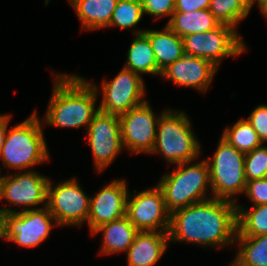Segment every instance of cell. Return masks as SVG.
I'll list each match as a JSON object with an SVG mask.
<instances>
[{"label":"cell","mask_w":267,"mask_h":266,"mask_svg":"<svg viewBox=\"0 0 267 266\" xmlns=\"http://www.w3.org/2000/svg\"><path fill=\"white\" fill-rule=\"evenodd\" d=\"M237 203L211 198L170 214L169 241L225 247L234 244L238 231Z\"/></svg>","instance_id":"6da1fadb"},{"label":"cell","mask_w":267,"mask_h":266,"mask_svg":"<svg viewBox=\"0 0 267 266\" xmlns=\"http://www.w3.org/2000/svg\"><path fill=\"white\" fill-rule=\"evenodd\" d=\"M53 78V92L42 119L43 125L77 129L83 126L87 130L99 112V106L95 107L98 87L76 74L59 72Z\"/></svg>","instance_id":"7a4b0ae2"},{"label":"cell","mask_w":267,"mask_h":266,"mask_svg":"<svg viewBox=\"0 0 267 266\" xmlns=\"http://www.w3.org/2000/svg\"><path fill=\"white\" fill-rule=\"evenodd\" d=\"M39 119L37 110H34L25 121L7 130L0 155L3 166L20 172L48 162L50 153Z\"/></svg>","instance_id":"3957f363"},{"label":"cell","mask_w":267,"mask_h":266,"mask_svg":"<svg viewBox=\"0 0 267 266\" xmlns=\"http://www.w3.org/2000/svg\"><path fill=\"white\" fill-rule=\"evenodd\" d=\"M182 162L173 171L160 178L157 185L161 188L167 211L185 208L192 204L211 199L207 197L208 186L211 190L210 169L206 159L195 162Z\"/></svg>","instance_id":"277c9868"},{"label":"cell","mask_w":267,"mask_h":266,"mask_svg":"<svg viewBox=\"0 0 267 266\" xmlns=\"http://www.w3.org/2000/svg\"><path fill=\"white\" fill-rule=\"evenodd\" d=\"M184 111L167 109L157 123L155 144L150 154H158L167 164L193 162L200 156L201 145Z\"/></svg>","instance_id":"5b68a950"},{"label":"cell","mask_w":267,"mask_h":266,"mask_svg":"<svg viewBox=\"0 0 267 266\" xmlns=\"http://www.w3.org/2000/svg\"><path fill=\"white\" fill-rule=\"evenodd\" d=\"M210 169L212 198L235 201L246 189L245 154L220 137L213 157L206 158Z\"/></svg>","instance_id":"8992f818"},{"label":"cell","mask_w":267,"mask_h":266,"mask_svg":"<svg viewBox=\"0 0 267 266\" xmlns=\"http://www.w3.org/2000/svg\"><path fill=\"white\" fill-rule=\"evenodd\" d=\"M185 55L201 57L219 68L226 57L239 56L247 51L242 36L232 26L220 24L218 27L197 34L182 37Z\"/></svg>","instance_id":"52a82bcc"},{"label":"cell","mask_w":267,"mask_h":266,"mask_svg":"<svg viewBox=\"0 0 267 266\" xmlns=\"http://www.w3.org/2000/svg\"><path fill=\"white\" fill-rule=\"evenodd\" d=\"M47 207L59 226H81L87 222L90 197L83 191L77 178L67 179L47 188Z\"/></svg>","instance_id":"ba28073f"},{"label":"cell","mask_w":267,"mask_h":266,"mask_svg":"<svg viewBox=\"0 0 267 266\" xmlns=\"http://www.w3.org/2000/svg\"><path fill=\"white\" fill-rule=\"evenodd\" d=\"M3 209L7 212L5 239L22 247L38 246L49 237L52 227L58 225L47 206L21 211L11 207H3Z\"/></svg>","instance_id":"9c48e42d"},{"label":"cell","mask_w":267,"mask_h":266,"mask_svg":"<svg viewBox=\"0 0 267 266\" xmlns=\"http://www.w3.org/2000/svg\"><path fill=\"white\" fill-rule=\"evenodd\" d=\"M128 194L126 216L138 231L168 232L170 227V213L167 211L164 195L156 185L152 189L133 191Z\"/></svg>","instance_id":"30bf717a"},{"label":"cell","mask_w":267,"mask_h":266,"mask_svg":"<svg viewBox=\"0 0 267 266\" xmlns=\"http://www.w3.org/2000/svg\"><path fill=\"white\" fill-rule=\"evenodd\" d=\"M100 89L99 111L104 113L119 116L146 101L143 78L125 67L111 81L105 79Z\"/></svg>","instance_id":"8fae6325"},{"label":"cell","mask_w":267,"mask_h":266,"mask_svg":"<svg viewBox=\"0 0 267 266\" xmlns=\"http://www.w3.org/2000/svg\"><path fill=\"white\" fill-rule=\"evenodd\" d=\"M94 157V169L105 170L124 149L118 115L99 111L86 131Z\"/></svg>","instance_id":"7c38bea8"},{"label":"cell","mask_w":267,"mask_h":266,"mask_svg":"<svg viewBox=\"0 0 267 266\" xmlns=\"http://www.w3.org/2000/svg\"><path fill=\"white\" fill-rule=\"evenodd\" d=\"M160 115L154 114L147 100L119 115L124 148L132 152L131 154H150L155 144Z\"/></svg>","instance_id":"4fadbf2b"},{"label":"cell","mask_w":267,"mask_h":266,"mask_svg":"<svg viewBox=\"0 0 267 266\" xmlns=\"http://www.w3.org/2000/svg\"><path fill=\"white\" fill-rule=\"evenodd\" d=\"M49 180L47 176L33 170L0 175V201L7 200L11 205L26 207L23 210L39 209L32 206L40 204L45 207Z\"/></svg>","instance_id":"5bb4252c"},{"label":"cell","mask_w":267,"mask_h":266,"mask_svg":"<svg viewBox=\"0 0 267 266\" xmlns=\"http://www.w3.org/2000/svg\"><path fill=\"white\" fill-rule=\"evenodd\" d=\"M125 180H112L105 184L95 196L90 197L88 226L91 234L99 226L126 215L129 194Z\"/></svg>","instance_id":"9a60e30c"},{"label":"cell","mask_w":267,"mask_h":266,"mask_svg":"<svg viewBox=\"0 0 267 266\" xmlns=\"http://www.w3.org/2000/svg\"><path fill=\"white\" fill-rule=\"evenodd\" d=\"M218 69L206 59L184 55L161 71L160 76L179 86L205 93Z\"/></svg>","instance_id":"2e32d148"},{"label":"cell","mask_w":267,"mask_h":266,"mask_svg":"<svg viewBox=\"0 0 267 266\" xmlns=\"http://www.w3.org/2000/svg\"><path fill=\"white\" fill-rule=\"evenodd\" d=\"M169 242L168 232L139 231L126 252L127 266H154Z\"/></svg>","instance_id":"e0dca14e"},{"label":"cell","mask_w":267,"mask_h":266,"mask_svg":"<svg viewBox=\"0 0 267 266\" xmlns=\"http://www.w3.org/2000/svg\"><path fill=\"white\" fill-rule=\"evenodd\" d=\"M157 63V76L167 66L185 55L182 37L167 25L160 30H146Z\"/></svg>","instance_id":"ac0fdd59"},{"label":"cell","mask_w":267,"mask_h":266,"mask_svg":"<svg viewBox=\"0 0 267 266\" xmlns=\"http://www.w3.org/2000/svg\"><path fill=\"white\" fill-rule=\"evenodd\" d=\"M102 233V247L100 254H115L127 252L139 232L125 215L120 219L105 223L96 228L91 235Z\"/></svg>","instance_id":"d6986e66"},{"label":"cell","mask_w":267,"mask_h":266,"mask_svg":"<svg viewBox=\"0 0 267 266\" xmlns=\"http://www.w3.org/2000/svg\"><path fill=\"white\" fill-rule=\"evenodd\" d=\"M118 0H69L82 29L97 30L110 25Z\"/></svg>","instance_id":"ffe728a7"},{"label":"cell","mask_w":267,"mask_h":266,"mask_svg":"<svg viewBox=\"0 0 267 266\" xmlns=\"http://www.w3.org/2000/svg\"><path fill=\"white\" fill-rule=\"evenodd\" d=\"M166 25L178 36L184 37L189 34L210 31L218 27L220 22L209 9H202L193 12H174Z\"/></svg>","instance_id":"44dd1931"},{"label":"cell","mask_w":267,"mask_h":266,"mask_svg":"<svg viewBox=\"0 0 267 266\" xmlns=\"http://www.w3.org/2000/svg\"><path fill=\"white\" fill-rule=\"evenodd\" d=\"M144 31L136 30L134 40L127 52V60L124 67L140 76L142 73L157 75L155 54Z\"/></svg>","instance_id":"7402d4cb"},{"label":"cell","mask_w":267,"mask_h":266,"mask_svg":"<svg viewBox=\"0 0 267 266\" xmlns=\"http://www.w3.org/2000/svg\"><path fill=\"white\" fill-rule=\"evenodd\" d=\"M235 241L240 248L229 266H267V234L236 237Z\"/></svg>","instance_id":"603a6c76"},{"label":"cell","mask_w":267,"mask_h":266,"mask_svg":"<svg viewBox=\"0 0 267 266\" xmlns=\"http://www.w3.org/2000/svg\"><path fill=\"white\" fill-rule=\"evenodd\" d=\"M238 231L236 237L267 234V204L245 209L237 203Z\"/></svg>","instance_id":"cb8c5ba5"},{"label":"cell","mask_w":267,"mask_h":266,"mask_svg":"<svg viewBox=\"0 0 267 266\" xmlns=\"http://www.w3.org/2000/svg\"><path fill=\"white\" fill-rule=\"evenodd\" d=\"M221 137L244 154L263 145L257 132L246 118L238 120L232 127L228 125Z\"/></svg>","instance_id":"d4e9b609"},{"label":"cell","mask_w":267,"mask_h":266,"mask_svg":"<svg viewBox=\"0 0 267 266\" xmlns=\"http://www.w3.org/2000/svg\"><path fill=\"white\" fill-rule=\"evenodd\" d=\"M209 11L220 24L232 26L237 30V25L250 13L249 0H211Z\"/></svg>","instance_id":"484cf974"},{"label":"cell","mask_w":267,"mask_h":266,"mask_svg":"<svg viewBox=\"0 0 267 266\" xmlns=\"http://www.w3.org/2000/svg\"><path fill=\"white\" fill-rule=\"evenodd\" d=\"M144 13L141 0H118L110 22L111 26L132 29L140 22Z\"/></svg>","instance_id":"4316f807"},{"label":"cell","mask_w":267,"mask_h":266,"mask_svg":"<svg viewBox=\"0 0 267 266\" xmlns=\"http://www.w3.org/2000/svg\"><path fill=\"white\" fill-rule=\"evenodd\" d=\"M244 167L247 181L267 178V146L263 144L245 154Z\"/></svg>","instance_id":"83f0119b"},{"label":"cell","mask_w":267,"mask_h":266,"mask_svg":"<svg viewBox=\"0 0 267 266\" xmlns=\"http://www.w3.org/2000/svg\"><path fill=\"white\" fill-rule=\"evenodd\" d=\"M141 2L143 13L155 19L169 16V22L175 11L176 0H141Z\"/></svg>","instance_id":"f1b7e54d"},{"label":"cell","mask_w":267,"mask_h":266,"mask_svg":"<svg viewBox=\"0 0 267 266\" xmlns=\"http://www.w3.org/2000/svg\"><path fill=\"white\" fill-rule=\"evenodd\" d=\"M244 194L252 201V206L267 204V178L247 181Z\"/></svg>","instance_id":"f546056e"},{"label":"cell","mask_w":267,"mask_h":266,"mask_svg":"<svg viewBox=\"0 0 267 266\" xmlns=\"http://www.w3.org/2000/svg\"><path fill=\"white\" fill-rule=\"evenodd\" d=\"M257 132L262 143L267 142V104L257 106L246 119Z\"/></svg>","instance_id":"4dcf8cb0"},{"label":"cell","mask_w":267,"mask_h":266,"mask_svg":"<svg viewBox=\"0 0 267 266\" xmlns=\"http://www.w3.org/2000/svg\"><path fill=\"white\" fill-rule=\"evenodd\" d=\"M211 0H176L174 12H193L209 9Z\"/></svg>","instance_id":"1f68e13d"},{"label":"cell","mask_w":267,"mask_h":266,"mask_svg":"<svg viewBox=\"0 0 267 266\" xmlns=\"http://www.w3.org/2000/svg\"><path fill=\"white\" fill-rule=\"evenodd\" d=\"M11 114H1L0 115V155L4 145L5 136L8 130V125L10 122ZM1 172V169H0Z\"/></svg>","instance_id":"d6a6232c"},{"label":"cell","mask_w":267,"mask_h":266,"mask_svg":"<svg viewBox=\"0 0 267 266\" xmlns=\"http://www.w3.org/2000/svg\"><path fill=\"white\" fill-rule=\"evenodd\" d=\"M250 2V11L254 5L255 2L258 3V9H260V12L262 15L267 19V0H249Z\"/></svg>","instance_id":"836d02e7"},{"label":"cell","mask_w":267,"mask_h":266,"mask_svg":"<svg viewBox=\"0 0 267 266\" xmlns=\"http://www.w3.org/2000/svg\"><path fill=\"white\" fill-rule=\"evenodd\" d=\"M7 212L0 207V239H5V218Z\"/></svg>","instance_id":"e575fe53"}]
</instances>
